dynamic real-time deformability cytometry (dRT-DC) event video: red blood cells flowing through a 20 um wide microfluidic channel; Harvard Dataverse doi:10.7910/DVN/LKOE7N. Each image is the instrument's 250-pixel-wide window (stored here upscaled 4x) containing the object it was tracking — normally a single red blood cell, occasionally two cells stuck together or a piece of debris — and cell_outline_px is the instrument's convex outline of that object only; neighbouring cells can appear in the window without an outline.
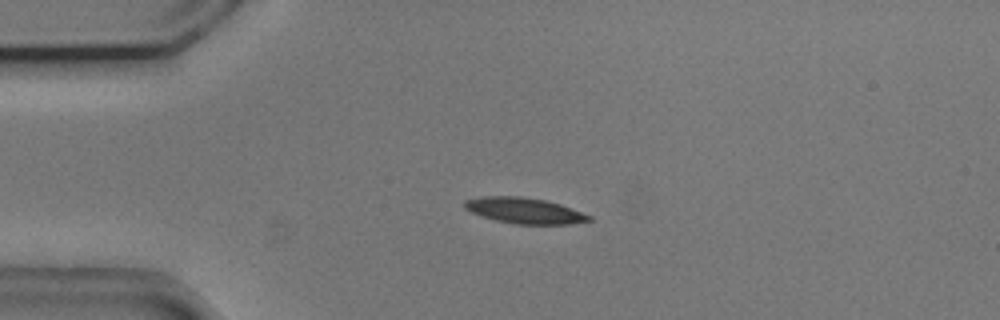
{"species": "common noctule bat (a hibernating species)", "species_latin": "Nyctalus noctula", "temperature_condition": "cold", "stored_images_in_passage": 43, "camera_frame_rate_fps": 3000, "um_per_image_px": 0.085, "animal": {"sex": "male", "body_mass_g": 20.5, "forearm_length_mm": 52.5}, "frame": {"image": 1, "passage_image": 1, "time_ms": 0.0, "image_size_px": [1000, 320], "cell_outline_px": [[592, 220], [568, 224], [516, 224], [496, 220], [472, 212], [464, 208], [464, 200], [484, 196], [520, 196], [544, 200], [560, 204], [592, 216]], "centroid_in_image_um": [44.58, 17.89], "position_along_channel_um": 40.4, "area_um2": 18.5}}
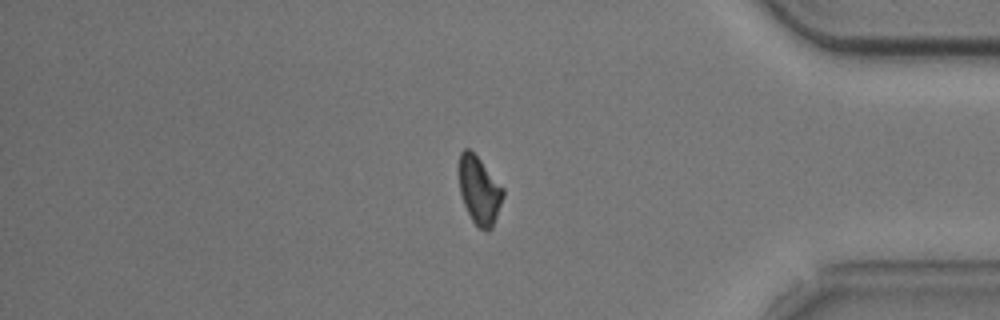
{"frame": {"image": 2, "passage_image": 34, "time_ms": 11.0, "image_size_px": [1000, 320], "cell_outline_px": [[504, 196], [492, 228], [488, 232], [484, 232], [472, 220], [464, 204], [460, 192], [456, 168], [460, 152], [464, 148], [468, 148], [480, 160], [504, 188]], "centroid_in_image_um": [40.71, 16.16], "position_along_channel_um": 394.5, "area_um2": 17.74}}
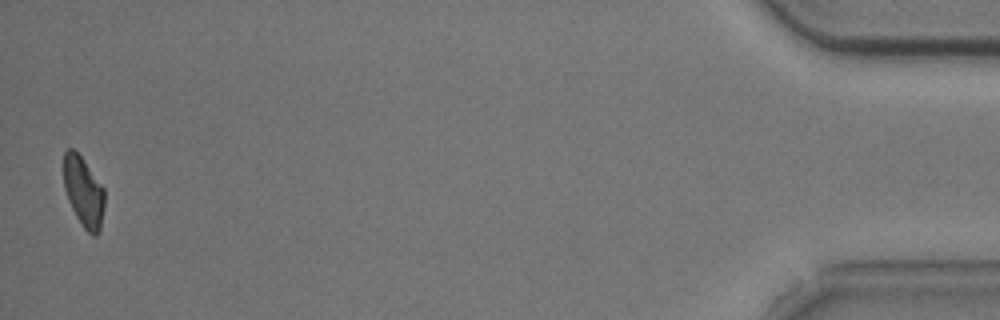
{"frame": {"image": 3, "passage_image": 42, "time_ms": 13.667, "image_size_px": [1000, 320], "cell_outline_px": [[104, 204], [100, 232], [96, 236], [92, 236], [84, 228], [76, 216], [68, 200], [64, 188], [64, 152], [68, 148], [72, 148], [84, 160], [104, 188]], "centroid_in_image_um": [7.11, 16.32], "position_along_channel_um": 428.1, "area_um2": 16.65}, "authors_computed_cell_mechanics": {"area_um2": 18.5538, "velocity_mm_per_s": 3.6979, "shape_relaxation_time_tau1_ms": 3.1805, "shape_relaxation_time_tau2_ms": null, "deformation_change_tau1": 0.1207, "deformation_change_tau2": null}}